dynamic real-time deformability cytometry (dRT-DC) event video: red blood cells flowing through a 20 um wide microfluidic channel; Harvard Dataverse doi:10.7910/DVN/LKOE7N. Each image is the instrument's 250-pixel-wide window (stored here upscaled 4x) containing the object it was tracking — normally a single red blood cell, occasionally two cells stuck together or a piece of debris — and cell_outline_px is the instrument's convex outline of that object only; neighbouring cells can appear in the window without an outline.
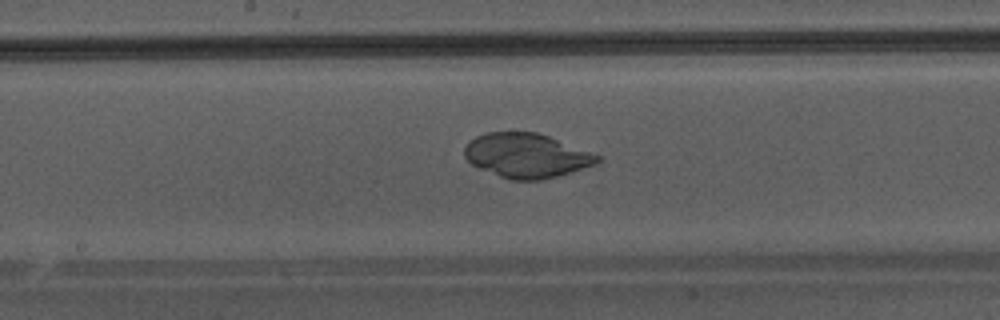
{"species": "Egyptian fruit bat (a non-hibernating species)", "species_latin": "Rousettus aegyptiacus", "temperature_condition": "warm", "stored_images_in_passage": 38, "camera_frame_rate_fps": 3000, "um_per_image_px": 0.085, "animal": {"sex": "male"}, "frame": {"image": 1, "passage_image": 17, "time_ms": 5.333, "image_size_px": [1000, 320], "cell_outline_px": [[604, 160], [596, 164], [556, 176], [540, 180], [508, 180], [480, 168], [472, 164], [464, 156], [464, 148], [476, 136], [488, 132], [536, 132], [548, 136], [604, 156]], "centroid_in_image_um": [44.8, 13.22], "position_along_channel_um": 203.4, "area_um2": 34.33}}